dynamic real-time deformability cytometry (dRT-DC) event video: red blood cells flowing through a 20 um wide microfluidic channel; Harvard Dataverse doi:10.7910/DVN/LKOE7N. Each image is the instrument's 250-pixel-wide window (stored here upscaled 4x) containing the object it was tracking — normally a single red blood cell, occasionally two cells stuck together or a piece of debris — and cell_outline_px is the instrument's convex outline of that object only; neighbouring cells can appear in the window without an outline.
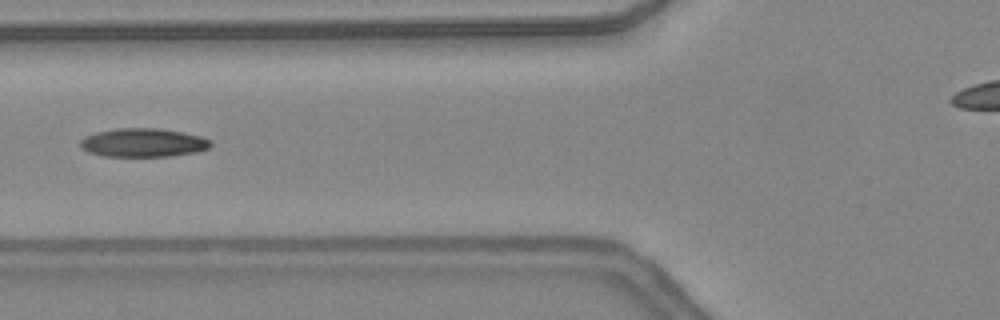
{"species": "common noctule bat (a hibernating species)", "species_latin": "Nyctalus noctula", "temperature_condition": "warm", "stored_images_in_passage": 43, "camera_frame_rate_fps": 3000, "um_per_image_px": 0.085, "animal": {"sex": "female", "body_mass_g": 24.6, "forearm_length_mm": 56.2}, "frame": {"image": 1, "passage_image": 19, "time_ms": 6.0, "image_size_px": [1000, 320], "cell_outline_px": [[212, 144], [208, 148], [196, 152], [172, 156], [104, 156], [88, 152], [80, 148], [80, 140], [84, 136], [96, 132], [116, 128], [156, 128], [184, 132], [200, 136], [208, 140]], "centroid_in_image_um": [12.13, 12.12], "position_along_channel_um": 113.7, "area_um2": 21.79}}